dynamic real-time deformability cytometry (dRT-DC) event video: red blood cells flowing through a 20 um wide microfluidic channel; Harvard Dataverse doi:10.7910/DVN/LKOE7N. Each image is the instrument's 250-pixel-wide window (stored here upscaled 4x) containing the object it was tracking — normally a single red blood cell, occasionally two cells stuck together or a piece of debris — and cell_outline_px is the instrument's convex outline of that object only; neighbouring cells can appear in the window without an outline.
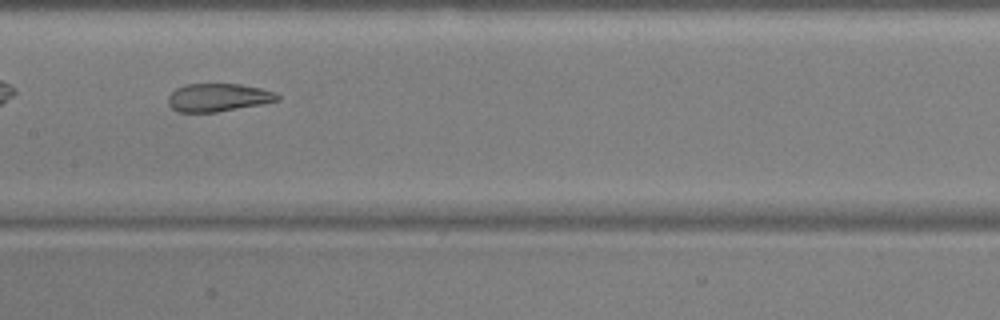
{"species": "common noctule bat (a hibernating species)", "species_latin": "Nyctalus noctula", "temperature_condition": "warm", "stored_images_in_passage": 37, "camera_frame_rate_fps": 3000, "um_per_image_px": 0.085, "animal": {"sex": "male", "body_mass_g": 17.9, "forearm_length_mm": 54.2}, "frame": {"image": 1, "passage_image": 11, "time_ms": 3.333, "image_size_px": [1000, 320], "cell_outline_px": [[280, 100], [260, 104], [216, 112], [180, 112], [172, 108], [168, 104], [168, 96], [176, 88], [188, 84], [240, 84], [260, 88], [276, 92], [280, 96]], "centroid_in_image_um": [18.55, 8.28], "position_along_channel_um": 188.9, "area_um2": 17.74}}
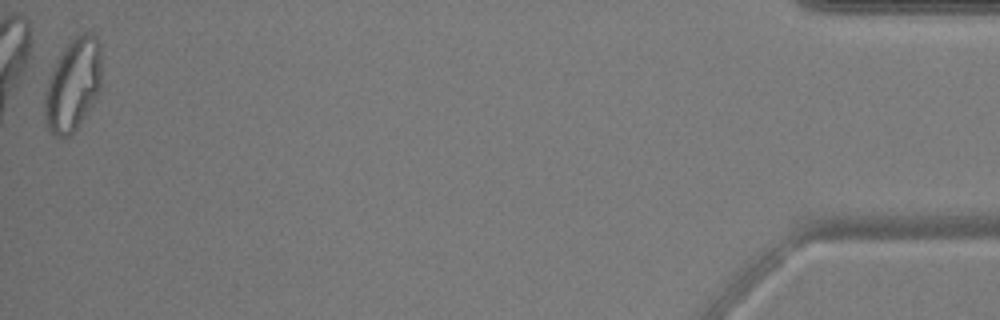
{"frame": {"image": 2, "passage_image": 37, "time_ms": 12.0, "image_size_px": [1000, 320], "cell_outline_px": [[100, 92], [76, 128], [68, 136], [56, 136], [48, 128], [44, 116], [44, 92], [48, 76], [56, 60], [64, 48], [76, 36], [84, 32], [88, 32], [96, 36], [100, 44]], "centroid_in_image_um": [6.18, 7.19], "position_along_channel_um": 429.0, "area_um2": 30.52}, "authors_computed_cell_mechanics": {"area_um2": 20.0566, "velocity_mm_per_s": 3.7742, "shape_relaxation_time_tau1_ms": null, "shape_relaxation_time_tau2_ms": 1.5033, "deformation_change_tau1": null, "deformation_change_tau2": 0.0817}}